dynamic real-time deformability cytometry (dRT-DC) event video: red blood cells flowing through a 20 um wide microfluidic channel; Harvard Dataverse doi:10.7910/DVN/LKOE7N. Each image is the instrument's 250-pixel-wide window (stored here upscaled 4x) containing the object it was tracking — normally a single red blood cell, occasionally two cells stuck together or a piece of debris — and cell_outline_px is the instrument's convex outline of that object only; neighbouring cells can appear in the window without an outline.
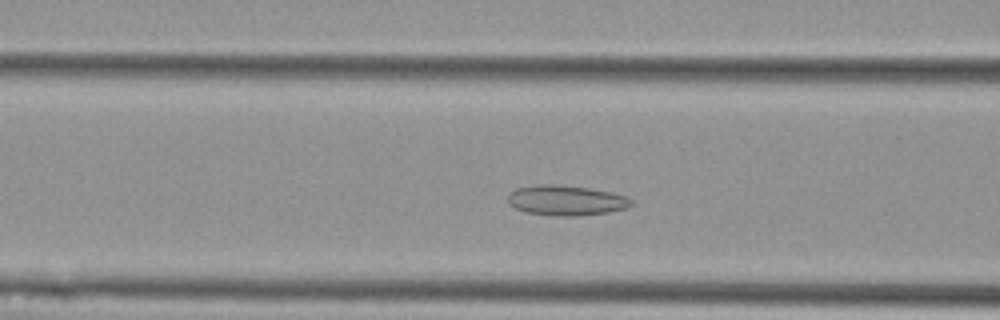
{"species": "Egyptian fruit bat (a non-hibernating species)", "species_latin": "Rousettus aegyptiacus", "temperature_condition": "cold", "stored_images_in_passage": 47, "camera_frame_rate_fps": 3000, "um_per_image_px": 0.085, "animal": {"sex": "female"}, "frame": {"image": 1, "passage_image": 13, "time_ms": 4.0, "image_size_px": [1000, 320], "cell_outline_px": [[632, 204], [628, 208], [608, 212], [572, 216], [560, 216], [524, 212], [508, 204], [508, 196], [516, 188], [536, 184], [552, 184], [588, 188], [612, 192], [624, 196], [632, 200]], "centroid_in_image_um": [48.1, 17.03], "position_along_channel_um": 118.5, "area_um2": 21.56}}
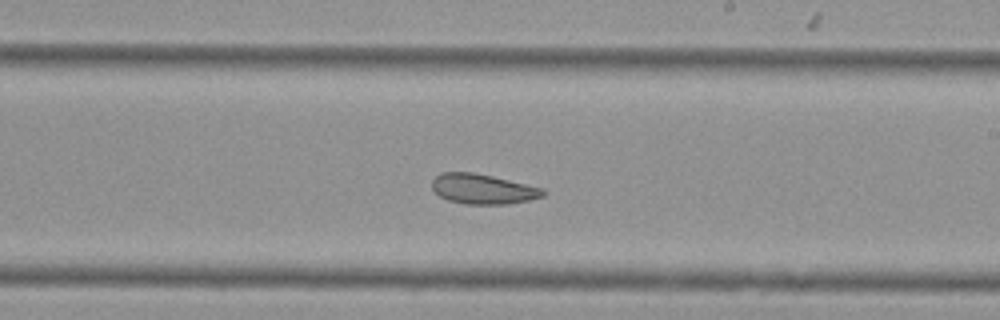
{"frame": {"image": 2, "passage_image": 24, "time_ms": 7.667, "image_size_px": [1000, 320], "cell_outline_px": [[544, 196], [528, 200], [508, 204], [464, 204], [448, 200], [440, 196], [432, 188], [432, 180], [440, 172], [476, 172], [544, 188]], "centroid_in_image_um": [41.03, 16.05], "position_along_channel_um": 248.0, "area_um2": 19.48}}
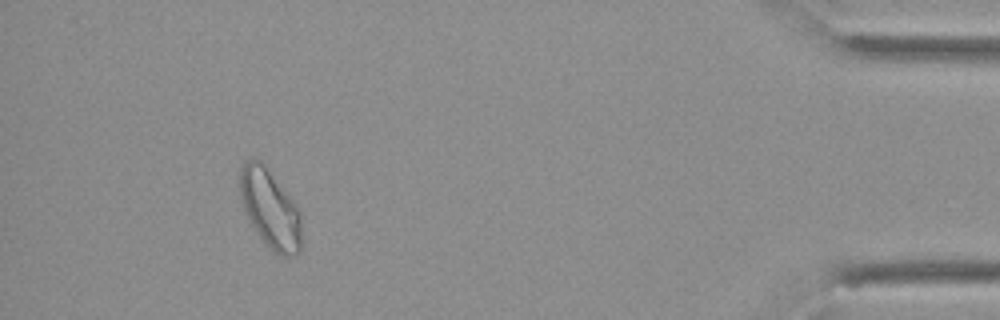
{"frame": {"image": 3, "passage_image": 43, "time_ms": 14.0, "image_size_px": [1000, 320], "cell_outline_px": [[300, 252], [292, 256], [280, 256], [272, 252], [248, 220], [244, 212], [240, 200], [236, 184], [240, 168], [244, 160], [252, 156], [260, 160], [264, 164], [300, 212]], "centroid_in_image_um": [22.86, 17.7], "position_along_channel_um": 412.3, "area_um2": 28.55}, "authors_computed_cell_mechanics": {"area_um2": 22.0796, "velocity_mm_per_s": 3.5458, "shape_relaxation_time_tau1_ms": null, "shape_relaxation_time_tau2_ms": 3.8731, "deformation_change_tau1": null, "deformation_change_tau2": 0.0892}}